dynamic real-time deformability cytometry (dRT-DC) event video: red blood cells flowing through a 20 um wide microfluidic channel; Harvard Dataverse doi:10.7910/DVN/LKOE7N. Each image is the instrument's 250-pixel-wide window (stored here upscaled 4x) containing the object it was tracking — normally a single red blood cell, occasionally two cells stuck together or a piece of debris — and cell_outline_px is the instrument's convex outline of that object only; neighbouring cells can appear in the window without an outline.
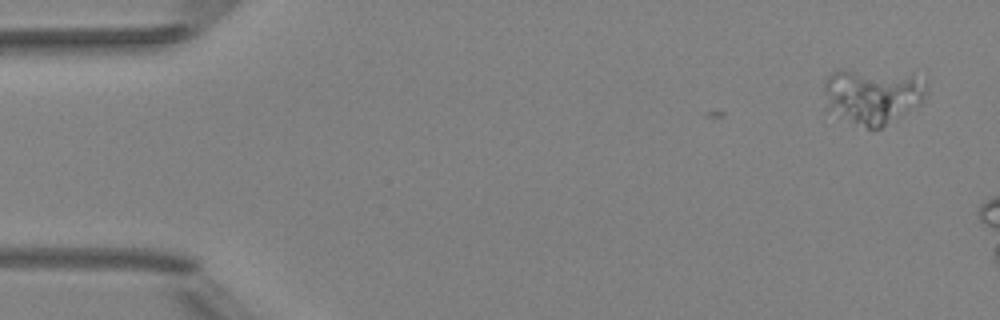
{"species": "Egyptian fruit bat (a non-hibernating species)", "species_latin": "Rousettus aegyptiacus", "temperature_condition": "room temperature", "stored_images_in_passage": 2, "camera_frame_rate_fps": 3000, "um_per_image_px": 0.085, "animal": {"sex": "female"}, "frame": {"image": 1, "passage_image": 2, "time_ms": 1.333, "image_size_px": [1000, 320], "cell_outline_px": [[928, 92], [924, 100], [920, 104], [880, 128], [868, 128], [828, 112], [824, 84], [824, 80], [832, 72], [840, 68], [912, 76], [928, 88]], "centroid_in_image_um": [74.11, 8.17], "position_along_channel_um": 10.9, "area_um2": 32.48}}